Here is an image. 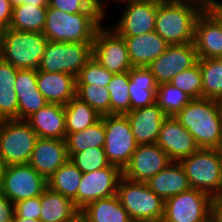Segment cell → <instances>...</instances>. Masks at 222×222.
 Listing matches in <instances>:
<instances>
[{
    "label": "cell",
    "instance_id": "1",
    "mask_svg": "<svg viewBox=\"0 0 222 222\" xmlns=\"http://www.w3.org/2000/svg\"><path fill=\"white\" fill-rule=\"evenodd\" d=\"M174 117L194 137L199 148H215L222 137L221 101L193 99Z\"/></svg>",
    "mask_w": 222,
    "mask_h": 222
},
{
    "label": "cell",
    "instance_id": "2",
    "mask_svg": "<svg viewBox=\"0 0 222 222\" xmlns=\"http://www.w3.org/2000/svg\"><path fill=\"white\" fill-rule=\"evenodd\" d=\"M103 18L99 12L70 14L47 6L43 35L54 42L93 43Z\"/></svg>",
    "mask_w": 222,
    "mask_h": 222
},
{
    "label": "cell",
    "instance_id": "3",
    "mask_svg": "<svg viewBox=\"0 0 222 222\" xmlns=\"http://www.w3.org/2000/svg\"><path fill=\"white\" fill-rule=\"evenodd\" d=\"M202 10L179 0L156 6L155 32L169 45H182L194 41L195 24Z\"/></svg>",
    "mask_w": 222,
    "mask_h": 222
},
{
    "label": "cell",
    "instance_id": "4",
    "mask_svg": "<svg viewBox=\"0 0 222 222\" xmlns=\"http://www.w3.org/2000/svg\"><path fill=\"white\" fill-rule=\"evenodd\" d=\"M48 41L43 33L6 28L2 35L0 57L17 69L38 70Z\"/></svg>",
    "mask_w": 222,
    "mask_h": 222
},
{
    "label": "cell",
    "instance_id": "5",
    "mask_svg": "<svg viewBox=\"0 0 222 222\" xmlns=\"http://www.w3.org/2000/svg\"><path fill=\"white\" fill-rule=\"evenodd\" d=\"M180 164L191 188L206 192L213 199L222 197V163L215 148H199Z\"/></svg>",
    "mask_w": 222,
    "mask_h": 222
},
{
    "label": "cell",
    "instance_id": "6",
    "mask_svg": "<svg viewBox=\"0 0 222 222\" xmlns=\"http://www.w3.org/2000/svg\"><path fill=\"white\" fill-rule=\"evenodd\" d=\"M116 195L133 221L162 222L165 201L145 182H134L122 176Z\"/></svg>",
    "mask_w": 222,
    "mask_h": 222
},
{
    "label": "cell",
    "instance_id": "7",
    "mask_svg": "<svg viewBox=\"0 0 222 222\" xmlns=\"http://www.w3.org/2000/svg\"><path fill=\"white\" fill-rule=\"evenodd\" d=\"M38 138L26 120H0V158L6 166L28 164Z\"/></svg>",
    "mask_w": 222,
    "mask_h": 222
},
{
    "label": "cell",
    "instance_id": "8",
    "mask_svg": "<svg viewBox=\"0 0 222 222\" xmlns=\"http://www.w3.org/2000/svg\"><path fill=\"white\" fill-rule=\"evenodd\" d=\"M92 58V43H66L48 41L38 70L69 73L77 77Z\"/></svg>",
    "mask_w": 222,
    "mask_h": 222
},
{
    "label": "cell",
    "instance_id": "9",
    "mask_svg": "<svg viewBox=\"0 0 222 222\" xmlns=\"http://www.w3.org/2000/svg\"><path fill=\"white\" fill-rule=\"evenodd\" d=\"M101 118L105 126L103 148L106 159L109 164L115 165L123 171L138 146L130 122L126 115L119 114L103 115Z\"/></svg>",
    "mask_w": 222,
    "mask_h": 222
},
{
    "label": "cell",
    "instance_id": "10",
    "mask_svg": "<svg viewBox=\"0 0 222 222\" xmlns=\"http://www.w3.org/2000/svg\"><path fill=\"white\" fill-rule=\"evenodd\" d=\"M214 200L208 193L190 188L165 200L162 222H210Z\"/></svg>",
    "mask_w": 222,
    "mask_h": 222
},
{
    "label": "cell",
    "instance_id": "11",
    "mask_svg": "<svg viewBox=\"0 0 222 222\" xmlns=\"http://www.w3.org/2000/svg\"><path fill=\"white\" fill-rule=\"evenodd\" d=\"M92 57L113 74L129 72L133 67L124 38L113 29L103 28L102 25L94 36Z\"/></svg>",
    "mask_w": 222,
    "mask_h": 222
},
{
    "label": "cell",
    "instance_id": "12",
    "mask_svg": "<svg viewBox=\"0 0 222 222\" xmlns=\"http://www.w3.org/2000/svg\"><path fill=\"white\" fill-rule=\"evenodd\" d=\"M47 179L29 163L6 166L1 192L13 203L41 196Z\"/></svg>",
    "mask_w": 222,
    "mask_h": 222
},
{
    "label": "cell",
    "instance_id": "13",
    "mask_svg": "<svg viewBox=\"0 0 222 222\" xmlns=\"http://www.w3.org/2000/svg\"><path fill=\"white\" fill-rule=\"evenodd\" d=\"M122 176V170L111 164L83 173L77 191V208L81 210L90 202L116 195Z\"/></svg>",
    "mask_w": 222,
    "mask_h": 222
},
{
    "label": "cell",
    "instance_id": "14",
    "mask_svg": "<svg viewBox=\"0 0 222 222\" xmlns=\"http://www.w3.org/2000/svg\"><path fill=\"white\" fill-rule=\"evenodd\" d=\"M194 43L169 45L147 68L157 84L169 83L178 73L193 67L198 62Z\"/></svg>",
    "mask_w": 222,
    "mask_h": 222
},
{
    "label": "cell",
    "instance_id": "15",
    "mask_svg": "<svg viewBox=\"0 0 222 222\" xmlns=\"http://www.w3.org/2000/svg\"><path fill=\"white\" fill-rule=\"evenodd\" d=\"M170 162L168 154L157 144H141L137 146L130 162L123 169V177L134 182L146 183Z\"/></svg>",
    "mask_w": 222,
    "mask_h": 222
},
{
    "label": "cell",
    "instance_id": "16",
    "mask_svg": "<svg viewBox=\"0 0 222 222\" xmlns=\"http://www.w3.org/2000/svg\"><path fill=\"white\" fill-rule=\"evenodd\" d=\"M156 144L175 162H180L199 149L194 137L171 116L163 120Z\"/></svg>",
    "mask_w": 222,
    "mask_h": 222
},
{
    "label": "cell",
    "instance_id": "17",
    "mask_svg": "<svg viewBox=\"0 0 222 222\" xmlns=\"http://www.w3.org/2000/svg\"><path fill=\"white\" fill-rule=\"evenodd\" d=\"M157 5L145 1L126 4L124 14L112 29L121 37H135L154 31Z\"/></svg>",
    "mask_w": 222,
    "mask_h": 222
},
{
    "label": "cell",
    "instance_id": "18",
    "mask_svg": "<svg viewBox=\"0 0 222 222\" xmlns=\"http://www.w3.org/2000/svg\"><path fill=\"white\" fill-rule=\"evenodd\" d=\"M193 43L199 59L222 58V22L211 11L198 17Z\"/></svg>",
    "mask_w": 222,
    "mask_h": 222
},
{
    "label": "cell",
    "instance_id": "19",
    "mask_svg": "<svg viewBox=\"0 0 222 222\" xmlns=\"http://www.w3.org/2000/svg\"><path fill=\"white\" fill-rule=\"evenodd\" d=\"M69 160L66 141L62 139L38 138L29 164L48 179Z\"/></svg>",
    "mask_w": 222,
    "mask_h": 222
},
{
    "label": "cell",
    "instance_id": "20",
    "mask_svg": "<svg viewBox=\"0 0 222 222\" xmlns=\"http://www.w3.org/2000/svg\"><path fill=\"white\" fill-rule=\"evenodd\" d=\"M138 145L156 144L163 120L167 117L155 103L148 107L131 110L125 114Z\"/></svg>",
    "mask_w": 222,
    "mask_h": 222
},
{
    "label": "cell",
    "instance_id": "21",
    "mask_svg": "<svg viewBox=\"0 0 222 222\" xmlns=\"http://www.w3.org/2000/svg\"><path fill=\"white\" fill-rule=\"evenodd\" d=\"M14 89L18 98L19 120H26L33 113L48 104L38 90L37 70L35 69H18Z\"/></svg>",
    "mask_w": 222,
    "mask_h": 222
},
{
    "label": "cell",
    "instance_id": "22",
    "mask_svg": "<svg viewBox=\"0 0 222 222\" xmlns=\"http://www.w3.org/2000/svg\"><path fill=\"white\" fill-rule=\"evenodd\" d=\"M37 87L48 103L65 106L76 96V77L37 70Z\"/></svg>",
    "mask_w": 222,
    "mask_h": 222
},
{
    "label": "cell",
    "instance_id": "23",
    "mask_svg": "<svg viewBox=\"0 0 222 222\" xmlns=\"http://www.w3.org/2000/svg\"><path fill=\"white\" fill-rule=\"evenodd\" d=\"M26 121L39 138H66L64 105L48 103L29 116Z\"/></svg>",
    "mask_w": 222,
    "mask_h": 222
},
{
    "label": "cell",
    "instance_id": "24",
    "mask_svg": "<svg viewBox=\"0 0 222 222\" xmlns=\"http://www.w3.org/2000/svg\"><path fill=\"white\" fill-rule=\"evenodd\" d=\"M133 67H148L169 44L155 31L135 37H123Z\"/></svg>",
    "mask_w": 222,
    "mask_h": 222
},
{
    "label": "cell",
    "instance_id": "25",
    "mask_svg": "<svg viewBox=\"0 0 222 222\" xmlns=\"http://www.w3.org/2000/svg\"><path fill=\"white\" fill-rule=\"evenodd\" d=\"M146 184L164 201L191 188L184 168L180 162L175 161H171Z\"/></svg>",
    "mask_w": 222,
    "mask_h": 222
},
{
    "label": "cell",
    "instance_id": "26",
    "mask_svg": "<svg viewBox=\"0 0 222 222\" xmlns=\"http://www.w3.org/2000/svg\"><path fill=\"white\" fill-rule=\"evenodd\" d=\"M131 110L155 104L158 84L147 67H132L129 71Z\"/></svg>",
    "mask_w": 222,
    "mask_h": 222
},
{
    "label": "cell",
    "instance_id": "27",
    "mask_svg": "<svg viewBox=\"0 0 222 222\" xmlns=\"http://www.w3.org/2000/svg\"><path fill=\"white\" fill-rule=\"evenodd\" d=\"M41 222H71L80 210L72 199L47 187L41 194Z\"/></svg>",
    "mask_w": 222,
    "mask_h": 222
},
{
    "label": "cell",
    "instance_id": "28",
    "mask_svg": "<svg viewBox=\"0 0 222 222\" xmlns=\"http://www.w3.org/2000/svg\"><path fill=\"white\" fill-rule=\"evenodd\" d=\"M17 68L0 57V120L18 119Z\"/></svg>",
    "mask_w": 222,
    "mask_h": 222
},
{
    "label": "cell",
    "instance_id": "29",
    "mask_svg": "<svg viewBox=\"0 0 222 222\" xmlns=\"http://www.w3.org/2000/svg\"><path fill=\"white\" fill-rule=\"evenodd\" d=\"M90 222H132L117 195L90 202L80 210Z\"/></svg>",
    "mask_w": 222,
    "mask_h": 222
},
{
    "label": "cell",
    "instance_id": "30",
    "mask_svg": "<svg viewBox=\"0 0 222 222\" xmlns=\"http://www.w3.org/2000/svg\"><path fill=\"white\" fill-rule=\"evenodd\" d=\"M66 135L85 130L101 119V115L86 102L74 97L64 106Z\"/></svg>",
    "mask_w": 222,
    "mask_h": 222
},
{
    "label": "cell",
    "instance_id": "31",
    "mask_svg": "<svg viewBox=\"0 0 222 222\" xmlns=\"http://www.w3.org/2000/svg\"><path fill=\"white\" fill-rule=\"evenodd\" d=\"M82 172L69 159L47 179L48 187L73 200L77 207V191Z\"/></svg>",
    "mask_w": 222,
    "mask_h": 222
},
{
    "label": "cell",
    "instance_id": "32",
    "mask_svg": "<svg viewBox=\"0 0 222 222\" xmlns=\"http://www.w3.org/2000/svg\"><path fill=\"white\" fill-rule=\"evenodd\" d=\"M47 6L22 4L13 8L9 28L42 33L45 26Z\"/></svg>",
    "mask_w": 222,
    "mask_h": 222
},
{
    "label": "cell",
    "instance_id": "33",
    "mask_svg": "<svg viewBox=\"0 0 222 222\" xmlns=\"http://www.w3.org/2000/svg\"><path fill=\"white\" fill-rule=\"evenodd\" d=\"M68 156L92 147H104L105 126L102 118L85 130L69 133L65 138Z\"/></svg>",
    "mask_w": 222,
    "mask_h": 222
},
{
    "label": "cell",
    "instance_id": "34",
    "mask_svg": "<svg viewBox=\"0 0 222 222\" xmlns=\"http://www.w3.org/2000/svg\"><path fill=\"white\" fill-rule=\"evenodd\" d=\"M202 76V98L222 101V58L198 59Z\"/></svg>",
    "mask_w": 222,
    "mask_h": 222
},
{
    "label": "cell",
    "instance_id": "35",
    "mask_svg": "<svg viewBox=\"0 0 222 222\" xmlns=\"http://www.w3.org/2000/svg\"><path fill=\"white\" fill-rule=\"evenodd\" d=\"M129 72L113 74L107 89L110 93V114L125 115L131 111Z\"/></svg>",
    "mask_w": 222,
    "mask_h": 222
},
{
    "label": "cell",
    "instance_id": "36",
    "mask_svg": "<svg viewBox=\"0 0 222 222\" xmlns=\"http://www.w3.org/2000/svg\"><path fill=\"white\" fill-rule=\"evenodd\" d=\"M192 100V97L170 83L159 84L156 89L155 103L166 116L174 117Z\"/></svg>",
    "mask_w": 222,
    "mask_h": 222
},
{
    "label": "cell",
    "instance_id": "37",
    "mask_svg": "<svg viewBox=\"0 0 222 222\" xmlns=\"http://www.w3.org/2000/svg\"><path fill=\"white\" fill-rule=\"evenodd\" d=\"M76 97L86 102L101 116L110 114V93L107 87L76 85Z\"/></svg>",
    "mask_w": 222,
    "mask_h": 222
},
{
    "label": "cell",
    "instance_id": "38",
    "mask_svg": "<svg viewBox=\"0 0 222 222\" xmlns=\"http://www.w3.org/2000/svg\"><path fill=\"white\" fill-rule=\"evenodd\" d=\"M169 83L193 99L202 98V76L198 63L178 73Z\"/></svg>",
    "mask_w": 222,
    "mask_h": 222
},
{
    "label": "cell",
    "instance_id": "39",
    "mask_svg": "<svg viewBox=\"0 0 222 222\" xmlns=\"http://www.w3.org/2000/svg\"><path fill=\"white\" fill-rule=\"evenodd\" d=\"M69 159L82 173L99 170L109 165L103 147H92L83 152L73 153Z\"/></svg>",
    "mask_w": 222,
    "mask_h": 222
},
{
    "label": "cell",
    "instance_id": "40",
    "mask_svg": "<svg viewBox=\"0 0 222 222\" xmlns=\"http://www.w3.org/2000/svg\"><path fill=\"white\" fill-rule=\"evenodd\" d=\"M112 76L113 73L101 66L92 57L76 77V85H97L107 87Z\"/></svg>",
    "mask_w": 222,
    "mask_h": 222
},
{
    "label": "cell",
    "instance_id": "41",
    "mask_svg": "<svg viewBox=\"0 0 222 222\" xmlns=\"http://www.w3.org/2000/svg\"><path fill=\"white\" fill-rule=\"evenodd\" d=\"M41 196L30 198L15 203V214L25 219H40Z\"/></svg>",
    "mask_w": 222,
    "mask_h": 222
},
{
    "label": "cell",
    "instance_id": "42",
    "mask_svg": "<svg viewBox=\"0 0 222 222\" xmlns=\"http://www.w3.org/2000/svg\"><path fill=\"white\" fill-rule=\"evenodd\" d=\"M48 6L70 14L79 12H98L87 0H48Z\"/></svg>",
    "mask_w": 222,
    "mask_h": 222
},
{
    "label": "cell",
    "instance_id": "43",
    "mask_svg": "<svg viewBox=\"0 0 222 222\" xmlns=\"http://www.w3.org/2000/svg\"><path fill=\"white\" fill-rule=\"evenodd\" d=\"M15 204L0 192V222H13Z\"/></svg>",
    "mask_w": 222,
    "mask_h": 222
},
{
    "label": "cell",
    "instance_id": "44",
    "mask_svg": "<svg viewBox=\"0 0 222 222\" xmlns=\"http://www.w3.org/2000/svg\"><path fill=\"white\" fill-rule=\"evenodd\" d=\"M12 11L8 0H0V26L4 29L9 28L12 20Z\"/></svg>",
    "mask_w": 222,
    "mask_h": 222
},
{
    "label": "cell",
    "instance_id": "45",
    "mask_svg": "<svg viewBox=\"0 0 222 222\" xmlns=\"http://www.w3.org/2000/svg\"><path fill=\"white\" fill-rule=\"evenodd\" d=\"M182 1L199 7L203 12L212 11V9L218 4V0H182Z\"/></svg>",
    "mask_w": 222,
    "mask_h": 222
},
{
    "label": "cell",
    "instance_id": "46",
    "mask_svg": "<svg viewBox=\"0 0 222 222\" xmlns=\"http://www.w3.org/2000/svg\"><path fill=\"white\" fill-rule=\"evenodd\" d=\"M210 222H222V197H219L214 200Z\"/></svg>",
    "mask_w": 222,
    "mask_h": 222
},
{
    "label": "cell",
    "instance_id": "47",
    "mask_svg": "<svg viewBox=\"0 0 222 222\" xmlns=\"http://www.w3.org/2000/svg\"><path fill=\"white\" fill-rule=\"evenodd\" d=\"M11 7L14 8L16 6L26 4H32L35 6H48V0H8Z\"/></svg>",
    "mask_w": 222,
    "mask_h": 222
},
{
    "label": "cell",
    "instance_id": "48",
    "mask_svg": "<svg viewBox=\"0 0 222 222\" xmlns=\"http://www.w3.org/2000/svg\"><path fill=\"white\" fill-rule=\"evenodd\" d=\"M87 2L93 7L95 8L102 16V18L104 19L105 17V8L104 5H102L103 3L100 0H87Z\"/></svg>",
    "mask_w": 222,
    "mask_h": 222
},
{
    "label": "cell",
    "instance_id": "49",
    "mask_svg": "<svg viewBox=\"0 0 222 222\" xmlns=\"http://www.w3.org/2000/svg\"><path fill=\"white\" fill-rule=\"evenodd\" d=\"M5 168H6V165L3 162V160L0 158V192L2 190V182H3Z\"/></svg>",
    "mask_w": 222,
    "mask_h": 222
},
{
    "label": "cell",
    "instance_id": "50",
    "mask_svg": "<svg viewBox=\"0 0 222 222\" xmlns=\"http://www.w3.org/2000/svg\"><path fill=\"white\" fill-rule=\"evenodd\" d=\"M141 1H145V2H150V3H155V4H158V5H161V4L174 3V2H177L179 0H141Z\"/></svg>",
    "mask_w": 222,
    "mask_h": 222
},
{
    "label": "cell",
    "instance_id": "51",
    "mask_svg": "<svg viewBox=\"0 0 222 222\" xmlns=\"http://www.w3.org/2000/svg\"><path fill=\"white\" fill-rule=\"evenodd\" d=\"M13 222H41L40 220L36 219H25V218H20L16 214L14 215Z\"/></svg>",
    "mask_w": 222,
    "mask_h": 222
},
{
    "label": "cell",
    "instance_id": "52",
    "mask_svg": "<svg viewBox=\"0 0 222 222\" xmlns=\"http://www.w3.org/2000/svg\"><path fill=\"white\" fill-rule=\"evenodd\" d=\"M215 150L217 151L219 159H220V161L222 163V137L220 138L217 146L215 147Z\"/></svg>",
    "mask_w": 222,
    "mask_h": 222
},
{
    "label": "cell",
    "instance_id": "53",
    "mask_svg": "<svg viewBox=\"0 0 222 222\" xmlns=\"http://www.w3.org/2000/svg\"><path fill=\"white\" fill-rule=\"evenodd\" d=\"M71 222H90L83 214L79 213Z\"/></svg>",
    "mask_w": 222,
    "mask_h": 222
},
{
    "label": "cell",
    "instance_id": "54",
    "mask_svg": "<svg viewBox=\"0 0 222 222\" xmlns=\"http://www.w3.org/2000/svg\"><path fill=\"white\" fill-rule=\"evenodd\" d=\"M211 12H222V1H218V4L212 9Z\"/></svg>",
    "mask_w": 222,
    "mask_h": 222
},
{
    "label": "cell",
    "instance_id": "55",
    "mask_svg": "<svg viewBox=\"0 0 222 222\" xmlns=\"http://www.w3.org/2000/svg\"><path fill=\"white\" fill-rule=\"evenodd\" d=\"M3 31H4V28H2L0 26V54H1V47H2V35H3Z\"/></svg>",
    "mask_w": 222,
    "mask_h": 222
},
{
    "label": "cell",
    "instance_id": "56",
    "mask_svg": "<svg viewBox=\"0 0 222 222\" xmlns=\"http://www.w3.org/2000/svg\"><path fill=\"white\" fill-rule=\"evenodd\" d=\"M114 1H121L122 3L125 2V4L126 3L128 4V3H133V2H137V1H141V0H114Z\"/></svg>",
    "mask_w": 222,
    "mask_h": 222
},
{
    "label": "cell",
    "instance_id": "57",
    "mask_svg": "<svg viewBox=\"0 0 222 222\" xmlns=\"http://www.w3.org/2000/svg\"><path fill=\"white\" fill-rule=\"evenodd\" d=\"M216 17H218L220 19V21L222 22V12H212Z\"/></svg>",
    "mask_w": 222,
    "mask_h": 222
},
{
    "label": "cell",
    "instance_id": "58",
    "mask_svg": "<svg viewBox=\"0 0 222 222\" xmlns=\"http://www.w3.org/2000/svg\"><path fill=\"white\" fill-rule=\"evenodd\" d=\"M132 222H148V221H132Z\"/></svg>",
    "mask_w": 222,
    "mask_h": 222
}]
</instances>
